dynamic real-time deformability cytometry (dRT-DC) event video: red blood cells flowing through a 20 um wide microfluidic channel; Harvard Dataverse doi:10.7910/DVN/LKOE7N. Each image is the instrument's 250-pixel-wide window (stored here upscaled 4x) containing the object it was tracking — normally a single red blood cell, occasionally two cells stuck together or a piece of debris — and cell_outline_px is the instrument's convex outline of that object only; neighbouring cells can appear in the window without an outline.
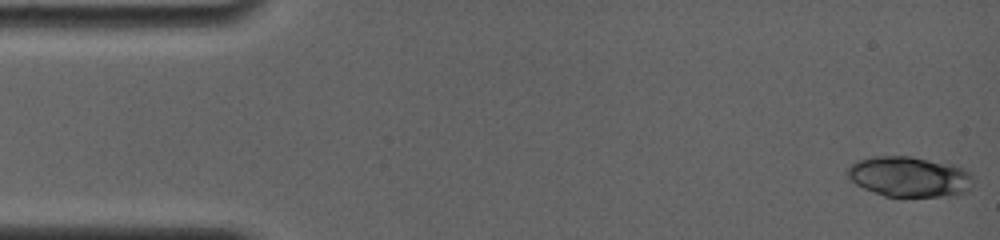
{"species": "common noctule bat (a hibernating species)", "species_latin": "Nyctalus noctula", "temperature_condition": "room temperature", "stored_images_in_passage": 19, "camera_frame_rate_fps": 4000, "um_per_image_px": 0.085, "animal": {"sex": "female", "body_mass_g": 19.0, "forearm_length_mm": 56.7}, "frame": {"image": 1, "passage_image": 1, "time_ms": 0.0, "image_size_px": [1000, 240], "cell_outline_px": [[972, 184], [968, 192], [952, 196], [884, 196], [864, 188], [856, 184], [844, 172], [852, 164], [860, 160], [872, 156], [908, 156], [952, 164], [964, 168], [972, 176]], "centroid_in_image_um": [77.31, 15.02], "position_along_channel_um": 7.7, "area_um2": 29.54}}
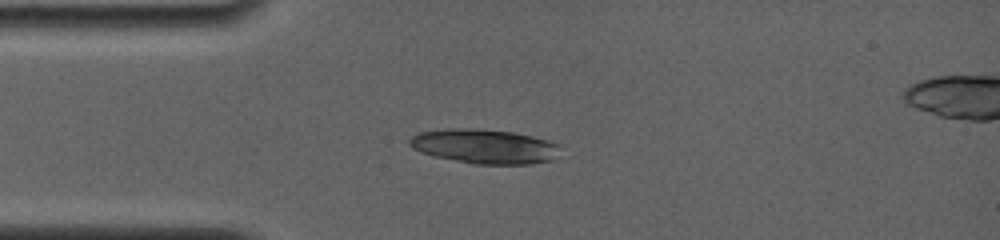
{"frame": {"image": 2, "passage_image": 16, "time_ms": 3.75, "image_size_px": [1000, 240], "cell_outline_px": [[560, 144], [552, 160], [532, 164], [472, 164], [432, 156], [420, 152], [412, 148], [408, 144], [408, 140], [412, 136], [420, 132], [448, 128], [480, 128], [512, 132], [532, 136], [548, 140]], "centroid_in_image_um": [41.13, 12.44], "position_along_channel_um": 43.9, "area_um2": 30.46}}